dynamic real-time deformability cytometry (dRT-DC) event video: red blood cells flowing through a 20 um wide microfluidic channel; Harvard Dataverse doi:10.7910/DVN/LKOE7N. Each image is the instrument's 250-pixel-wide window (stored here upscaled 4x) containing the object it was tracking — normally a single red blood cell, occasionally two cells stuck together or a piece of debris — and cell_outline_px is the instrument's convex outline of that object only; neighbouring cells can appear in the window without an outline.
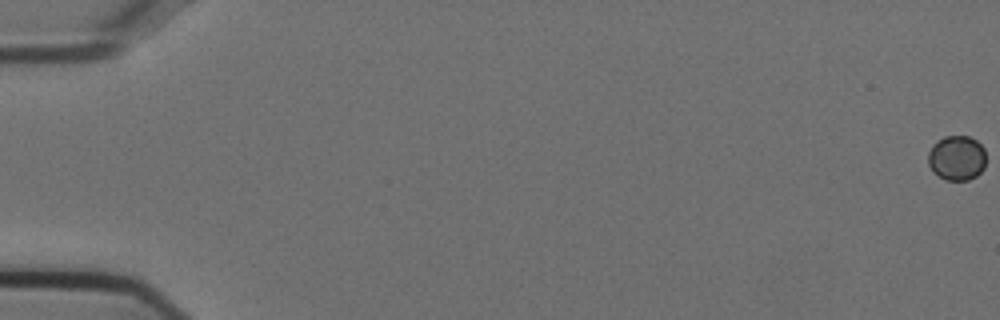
{"species": "Egyptian fruit bat (a non-hibernating species)", "species_latin": "Rousettus aegyptiacus", "temperature_condition": "cold", "stored_images_in_passage": 6, "camera_frame_rate_fps": 3000, "um_per_image_px": 0.085, "animal": {"sex": "female"}, "frame": {"image": 1, "passage_image": 1, "time_ms": 0.0, "image_size_px": [1000, 320], "cell_outline_px": [[984, 168], [976, 176], [968, 180], [944, 180], [932, 172], [928, 164], [928, 152], [932, 144], [936, 140], [944, 136], [968, 136], [976, 140], [984, 148]], "centroid_in_image_um": [81.28, 13.42], "position_along_channel_um": 3.7, "area_um2": 15.32}}